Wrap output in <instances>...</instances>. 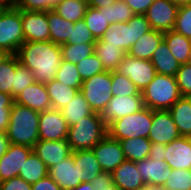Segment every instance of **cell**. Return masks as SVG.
Listing matches in <instances>:
<instances>
[{
  "label": "cell",
  "instance_id": "13",
  "mask_svg": "<svg viewBox=\"0 0 191 190\" xmlns=\"http://www.w3.org/2000/svg\"><path fill=\"white\" fill-rule=\"evenodd\" d=\"M144 107L142 96H112L105 108L100 112V117L108 126L111 122L136 113Z\"/></svg>",
  "mask_w": 191,
  "mask_h": 190
},
{
  "label": "cell",
  "instance_id": "10",
  "mask_svg": "<svg viewBox=\"0 0 191 190\" xmlns=\"http://www.w3.org/2000/svg\"><path fill=\"white\" fill-rule=\"evenodd\" d=\"M69 125L60 110L51 108L40 112L39 140H66Z\"/></svg>",
  "mask_w": 191,
  "mask_h": 190
},
{
  "label": "cell",
  "instance_id": "60",
  "mask_svg": "<svg viewBox=\"0 0 191 190\" xmlns=\"http://www.w3.org/2000/svg\"><path fill=\"white\" fill-rule=\"evenodd\" d=\"M143 190H165L163 186L159 185H152V184H145L142 188Z\"/></svg>",
  "mask_w": 191,
  "mask_h": 190
},
{
  "label": "cell",
  "instance_id": "54",
  "mask_svg": "<svg viewBox=\"0 0 191 190\" xmlns=\"http://www.w3.org/2000/svg\"><path fill=\"white\" fill-rule=\"evenodd\" d=\"M9 145L10 141L6 135V132H0V158L6 153Z\"/></svg>",
  "mask_w": 191,
  "mask_h": 190
},
{
  "label": "cell",
  "instance_id": "6",
  "mask_svg": "<svg viewBox=\"0 0 191 190\" xmlns=\"http://www.w3.org/2000/svg\"><path fill=\"white\" fill-rule=\"evenodd\" d=\"M152 125V110L144 107L140 111L121 117L107 126V135L112 139L148 138Z\"/></svg>",
  "mask_w": 191,
  "mask_h": 190
},
{
  "label": "cell",
  "instance_id": "47",
  "mask_svg": "<svg viewBox=\"0 0 191 190\" xmlns=\"http://www.w3.org/2000/svg\"><path fill=\"white\" fill-rule=\"evenodd\" d=\"M175 78L182 97H191V63L181 64Z\"/></svg>",
  "mask_w": 191,
  "mask_h": 190
},
{
  "label": "cell",
  "instance_id": "14",
  "mask_svg": "<svg viewBox=\"0 0 191 190\" xmlns=\"http://www.w3.org/2000/svg\"><path fill=\"white\" fill-rule=\"evenodd\" d=\"M181 137L168 110H152V125L148 139L152 143L168 144Z\"/></svg>",
  "mask_w": 191,
  "mask_h": 190
},
{
  "label": "cell",
  "instance_id": "34",
  "mask_svg": "<svg viewBox=\"0 0 191 190\" xmlns=\"http://www.w3.org/2000/svg\"><path fill=\"white\" fill-rule=\"evenodd\" d=\"M87 8L88 3L86 0H61L53 11L65 20L76 23L84 19Z\"/></svg>",
  "mask_w": 191,
  "mask_h": 190
},
{
  "label": "cell",
  "instance_id": "56",
  "mask_svg": "<svg viewBox=\"0 0 191 190\" xmlns=\"http://www.w3.org/2000/svg\"><path fill=\"white\" fill-rule=\"evenodd\" d=\"M14 99L11 95L0 92V106H12Z\"/></svg>",
  "mask_w": 191,
  "mask_h": 190
},
{
  "label": "cell",
  "instance_id": "19",
  "mask_svg": "<svg viewBox=\"0 0 191 190\" xmlns=\"http://www.w3.org/2000/svg\"><path fill=\"white\" fill-rule=\"evenodd\" d=\"M14 102L38 112L52 108L50 96L44 83L34 82L19 94Z\"/></svg>",
  "mask_w": 191,
  "mask_h": 190
},
{
  "label": "cell",
  "instance_id": "59",
  "mask_svg": "<svg viewBox=\"0 0 191 190\" xmlns=\"http://www.w3.org/2000/svg\"><path fill=\"white\" fill-rule=\"evenodd\" d=\"M178 8L190 5L191 0H171Z\"/></svg>",
  "mask_w": 191,
  "mask_h": 190
},
{
  "label": "cell",
  "instance_id": "30",
  "mask_svg": "<svg viewBox=\"0 0 191 190\" xmlns=\"http://www.w3.org/2000/svg\"><path fill=\"white\" fill-rule=\"evenodd\" d=\"M47 93L51 99L52 108L61 110L63 107L74 98L80 89H75L70 86L60 83L56 79L45 83Z\"/></svg>",
  "mask_w": 191,
  "mask_h": 190
},
{
  "label": "cell",
  "instance_id": "25",
  "mask_svg": "<svg viewBox=\"0 0 191 190\" xmlns=\"http://www.w3.org/2000/svg\"><path fill=\"white\" fill-rule=\"evenodd\" d=\"M150 61L153 64L156 73L158 74L170 75L175 77L177 71L180 68V64L172 55L171 51L168 48V45L164 40L154 51Z\"/></svg>",
  "mask_w": 191,
  "mask_h": 190
},
{
  "label": "cell",
  "instance_id": "8",
  "mask_svg": "<svg viewBox=\"0 0 191 190\" xmlns=\"http://www.w3.org/2000/svg\"><path fill=\"white\" fill-rule=\"evenodd\" d=\"M80 92L93 112L100 114L112 98L111 71H104L84 80Z\"/></svg>",
  "mask_w": 191,
  "mask_h": 190
},
{
  "label": "cell",
  "instance_id": "33",
  "mask_svg": "<svg viewBox=\"0 0 191 190\" xmlns=\"http://www.w3.org/2000/svg\"><path fill=\"white\" fill-rule=\"evenodd\" d=\"M47 175L48 168L46 164L32 151L24 162L18 176L27 183L33 184Z\"/></svg>",
  "mask_w": 191,
  "mask_h": 190
},
{
  "label": "cell",
  "instance_id": "12",
  "mask_svg": "<svg viewBox=\"0 0 191 190\" xmlns=\"http://www.w3.org/2000/svg\"><path fill=\"white\" fill-rule=\"evenodd\" d=\"M103 172L112 173L126 158L120 141L106 135L93 148Z\"/></svg>",
  "mask_w": 191,
  "mask_h": 190
},
{
  "label": "cell",
  "instance_id": "32",
  "mask_svg": "<svg viewBox=\"0 0 191 190\" xmlns=\"http://www.w3.org/2000/svg\"><path fill=\"white\" fill-rule=\"evenodd\" d=\"M126 160L133 162L148 158L152 142L148 138L136 137L120 141Z\"/></svg>",
  "mask_w": 191,
  "mask_h": 190
},
{
  "label": "cell",
  "instance_id": "57",
  "mask_svg": "<svg viewBox=\"0 0 191 190\" xmlns=\"http://www.w3.org/2000/svg\"><path fill=\"white\" fill-rule=\"evenodd\" d=\"M66 190H94V189L90 182H81L77 187L69 188Z\"/></svg>",
  "mask_w": 191,
  "mask_h": 190
},
{
  "label": "cell",
  "instance_id": "27",
  "mask_svg": "<svg viewBox=\"0 0 191 190\" xmlns=\"http://www.w3.org/2000/svg\"><path fill=\"white\" fill-rule=\"evenodd\" d=\"M164 41L180 65L190 62L191 39L171 30L164 32Z\"/></svg>",
  "mask_w": 191,
  "mask_h": 190
},
{
  "label": "cell",
  "instance_id": "29",
  "mask_svg": "<svg viewBox=\"0 0 191 190\" xmlns=\"http://www.w3.org/2000/svg\"><path fill=\"white\" fill-rule=\"evenodd\" d=\"M94 53L103 64L106 71H116L127 54L117 46L101 43L97 40L94 44Z\"/></svg>",
  "mask_w": 191,
  "mask_h": 190
},
{
  "label": "cell",
  "instance_id": "44",
  "mask_svg": "<svg viewBox=\"0 0 191 190\" xmlns=\"http://www.w3.org/2000/svg\"><path fill=\"white\" fill-rule=\"evenodd\" d=\"M35 82L34 75L27 67L18 63L14 74V99L29 85Z\"/></svg>",
  "mask_w": 191,
  "mask_h": 190
},
{
  "label": "cell",
  "instance_id": "15",
  "mask_svg": "<svg viewBox=\"0 0 191 190\" xmlns=\"http://www.w3.org/2000/svg\"><path fill=\"white\" fill-rule=\"evenodd\" d=\"M24 42L50 41L47 12L21 10Z\"/></svg>",
  "mask_w": 191,
  "mask_h": 190
},
{
  "label": "cell",
  "instance_id": "21",
  "mask_svg": "<svg viewBox=\"0 0 191 190\" xmlns=\"http://www.w3.org/2000/svg\"><path fill=\"white\" fill-rule=\"evenodd\" d=\"M136 165L145 184L163 186L172 171L165 160L156 161L146 158L136 161Z\"/></svg>",
  "mask_w": 191,
  "mask_h": 190
},
{
  "label": "cell",
  "instance_id": "11",
  "mask_svg": "<svg viewBox=\"0 0 191 190\" xmlns=\"http://www.w3.org/2000/svg\"><path fill=\"white\" fill-rule=\"evenodd\" d=\"M178 9L171 0H155L148 8L145 16L151 29L164 33L173 30Z\"/></svg>",
  "mask_w": 191,
  "mask_h": 190
},
{
  "label": "cell",
  "instance_id": "1",
  "mask_svg": "<svg viewBox=\"0 0 191 190\" xmlns=\"http://www.w3.org/2000/svg\"><path fill=\"white\" fill-rule=\"evenodd\" d=\"M16 55L19 63L32 71L35 81L44 84L55 79L63 60L60 45L52 41L24 42Z\"/></svg>",
  "mask_w": 191,
  "mask_h": 190
},
{
  "label": "cell",
  "instance_id": "28",
  "mask_svg": "<svg viewBox=\"0 0 191 190\" xmlns=\"http://www.w3.org/2000/svg\"><path fill=\"white\" fill-rule=\"evenodd\" d=\"M60 111L69 127L79 123V121L83 120V118L94 113L91 106L80 91L74 96L68 105L63 107Z\"/></svg>",
  "mask_w": 191,
  "mask_h": 190
},
{
  "label": "cell",
  "instance_id": "53",
  "mask_svg": "<svg viewBox=\"0 0 191 190\" xmlns=\"http://www.w3.org/2000/svg\"><path fill=\"white\" fill-rule=\"evenodd\" d=\"M11 106H0V132H5L10 121Z\"/></svg>",
  "mask_w": 191,
  "mask_h": 190
},
{
  "label": "cell",
  "instance_id": "61",
  "mask_svg": "<svg viewBox=\"0 0 191 190\" xmlns=\"http://www.w3.org/2000/svg\"><path fill=\"white\" fill-rule=\"evenodd\" d=\"M11 54L0 48V64L4 62Z\"/></svg>",
  "mask_w": 191,
  "mask_h": 190
},
{
  "label": "cell",
  "instance_id": "36",
  "mask_svg": "<svg viewBox=\"0 0 191 190\" xmlns=\"http://www.w3.org/2000/svg\"><path fill=\"white\" fill-rule=\"evenodd\" d=\"M19 59L16 54H11L0 64V92L9 94L14 99V74Z\"/></svg>",
  "mask_w": 191,
  "mask_h": 190
},
{
  "label": "cell",
  "instance_id": "40",
  "mask_svg": "<svg viewBox=\"0 0 191 190\" xmlns=\"http://www.w3.org/2000/svg\"><path fill=\"white\" fill-rule=\"evenodd\" d=\"M112 96H142L132 81L116 71H111Z\"/></svg>",
  "mask_w": 191,
  "mask_h": 190
},
{
  "label": "cell",
  "instance_id": "41",
  "mask_svg": "<svg viewBox=\"0 0 191 190\" xmlns=\"http://www.w3.org/2000/svg\"><path fill=\"white\" fill-rule=\"evenodd\" d=\"M163 188L165 190H191V170L172 169Z\"/></svg>",
  "mask_w": 191,
  "mask_h": 190
},
{
  "label": "cell",
  "instance_id": "55",
  "mask_svg": "<svg viewBox=\"0 0 191 190\" xmlns=\"http://www.w3.org/2000/svg\"><path fill=\"white\" fill-rule=\"evenodd\" d=\"M88 6L93 8H103L107 5H112L116 0H86Z\"/></svg>",
  "mask_w": 191,
  "mask_h": 190
},
{
  "label": "cell",
  "instance_id": "22",
  "mask_svg": "<svg viewBox=\"0 0 191 190\" xmlns=\"http://www.w3.org/2000/svg\"><path fill=\"white\" fill-rule=\"evenodd\" d=\"M112 180L121 190H140L144 187L136 162L125 160L112 173Z\"/></svg>",
  "mask_w": 191,
  "mask_h": 190
},
{
  "label": "cell",
  "instance_id": "46",
  "mask_svg": "<svg viewBox=\"0 0 191 190\" xmlns=\"http://www.w3.org/2000/svg\"><path fill=\"white\" fill-rule=\"evenodd\" d=\"M173 30L191 39V4L178 9Z\"/></svg>",
  "mask_w": 191,
  "mask_h": 190
},
{
  "label": "cell",
  "instance_id": "37",
  "mask_svg": "<svg viewBox=\"0 0 191 190\" xmlns=\"http://www.w3.org/2000/svg\"><path fill=\"white\" fill-rule=\"evenodd\" d=\"M55 79L64 85L81 89L83 80L80 77L76 64L62 60L56 72Z\"/></svg>",
  "mask_w": 191,
  "mask_h": 190
},
{
  "label": "cell",
  "instance_id": "35",
  "mask_svg": "<svg viewBox=\"0 0 191 190\" xmlns=\"http://www.w3.org/2000/svg\"><path fill=\"white\" fill-rule=\"evenodd\" d=\"M83 20L96 40L101 39L110 26L105 17V10L103 8L97 9L88 6Z\"/></svg>",
  "mask_w": 191,
  "mask_h": 190
},
{
  "label": "cell",
  "instance_id": "43",
  "mask_svg": "<svg viewBox=\"0 0 191 190\" xmlns=\"http://www.w3.org/2000/svg\"><path fill=\"white\" fill-rule=\"evenodd\" d=\"M70 37L65 44H95L97 41L86 26L84 20L77 21L71 26Z\"/></svg>",
  "mask_w": 191,
  "mask_h": 190
},
{
  "label": "cell",
  "instance_id": "9",
  "mask_svg": "<svg viewBox=\"0 0 191 190\" xmlns=\"http://www.w3.org/2000/svg\"><path fill=\"white\" fill-rule=\"evenodd\" d=\"M116 72L128 77L140 92H143L156 75L150 60L138 59L129 54L125 55Z\"/></svg>",
  "mask_w": 191,
  "mask_h": 190
},
{
  "label": "cell",
  "instance_id": "18",
  "mask_svg": "<svg viewBox=\"0 0 191 190\" xmlns=\"http://www.w3.org/2000/svg\"><path fill=\"white\" fill-rule=\"evenodd\" d=\"M33 152L46 164L48 169L72 154L66 140H39L34 145Z\"/></svg>",
  "mask_w": 191,
  "mask_h": 190
},
{
  "label": "cell",
  "instance_id": "2",
  "mask_svg": "<svg viewBox=\"0 0 191 190\" xmlns=\"http://www.w3.org/2000/svg\"><path fill=\"white\" fill-rule=\"evenodd\" d=\"M39 118L40 112L14 102L5 131L10 144L33 148L39 141Z\"/></svg>",
  "mask_w": 191,
  "mask_h": 190
},
{
  "label": "cell",
  "instance_id": "45",
  "mask_svg": "<svg viewBox=\"0 0 191 190\" xmlns=\"http://www.w3.org/2000/svg\"><path fill=\"white\" fill-rule=\"evenodd\" d=\"M60 2L61 0H16L14 7L26 11L47 12Z\"/></svg>",
  "mask_w": 191,
  "mask_h": 190
},
{
  "label": "cell",
  "instance_id": "39",
  "mask_svg": "<svg viewBox=\"0 0 191 190\" xmlns=\"http://www.w3.org/2000/svg\"><path fill=\"white\" fill-rule=\"evenodd\" d=\"M103 9L105 10V17L109 25L128 22L135 15L123 0H116L112 5H107Z\"/></svg>",
  "mask_w": 191,
  "mask_h": 190
},
{
  "label": "cell",
  "instance_id": "50",
  "mask_svg": "<svg viewBox=\"0 0 191 190\" xmlns=\"http://www.w3.org/2000/svg\"><path fill=\"white\" fill-rule=\"evenodd\" d=\"M135 15H145L155 0H123Z\"/></svg>",
  "mask_w": 191,
  "mask_h": 190
},
{
  "label": "cell",
  "instance_id": "20",
  "mask_svg": "<svg viewBox=\"0 0 191 190\" xmlns=\"http://www.w3.org/2000/svg\"><path fill=\"white\" fill-rule=\"evenodd\" d=\"M48 175L62 190L77 187L81 181L79 179L78 165H74L73 152L69 157L49 168Z\"/></svg>",
  "mask_w": 191,
  "mask_h": 190
},
{
  "label": "cell",
  "instance_id": "48",
  "mask_svg": "<svg viewBox=\"0 0 191 190\" xmlns=\"http://www.w3.org/2000/svg\"><path fill=\"white\" fill-rule=\"evenodd\" d=\"M90 183L94 190H121L113 183L112 174L108 172H101Z\"/></svg>",
  "mask_w": 191,
  "mask_h": 190
},
{
  "label": "cell",
  "instance_id": "31",
  "mask_svg": "<svg viewBox=\"0 0 191 190\" xmlns=\"http://www.w3.org/2000/svg\"><path fill=\"white\" fill-rule=\"evenodd\" d=\"M47 21L50 29V41L60 46L65 44L70 37V26L73 22L65 20L53 10L47 11Z\"/></svg>",
  "mask_w": 191,
  "mask_h": 190
},
{
  "label": "cell",
  "instance_id": "58",
  "mask_svg": "<svg viewBox=\"0 0 191 190\" xmlns=\"http://www.w3.org/2000/svg\"><path fill=\"white\" fill-rule=\"evenodd\" d=\"M16 0H0V8H12L15 5Z\"/></svg>",
  "mask_w": 191,
  "mask_h": 190
},
{
  "label": "cell",
  "instance_id": "26",
  "mask_svg": "<svg viewBox=\"0 0 191 190\" xmlns=\"http://www.w3.org/2000/svg\"><path fill=\"white\" fill-rule=\"evenodd\" d=\"M183 137H191V97H181L168 110Z\"/></svg>",
  "mask_w": 191,
  "mask_h": 190
},
{
  "label": "cell",
  "instance_id": "52",
  "mask_svg": "<svg viewBox=\"0 0 191 190\" xmlns=\"http://www.w3.org/2000/svg\"><path fill=\"white\" fill-rule=\"evenodd\" d=\"M166 153V144L152 143L148 158L156 161L164 160V154Z\"/></svg>",
  "mask_w": 191,
  "mask_h": 190
},
{
  "label": "cell",
  "instance_id": "23",
  "mask_svg": "<svg viewBox=\"0 0 191 190\" xmlns=\"http://www.w3.org/2000/svg\"><path fill=\"white\" fill-rule=\"evenodd\" d=\"M163 40V32L151 29L133 44L127 54L138 59L150 60Z\"/></svg>",
  "mask_w": 191,
  "mask_h": 190
},
{
  "label": "cell",
  "instance_id": "5",
  "mask_svg": "<svg viewBox=\"0 0 191 190\" xmlns=\"http://www.w3.org/2000/svg\"><path fill=\"white\" fill-rule=\"evenodd\" d=\"M149 30L151 27L146 16L134 15L128 22L111 24L99 41L117 46L128 53L133 44Z\"/></svg>",
  "mask_w": 191,
  "mask_h": 190
},
{
  "label": "cell",
  "instance_id": "3",
  "mask_svg": "<svg viewBox=\"0 0 191 190\" xmlns=\"http://www.w3.org/2000/svg\"><path fill=\"white\" fill-rule=\"evenodd\" d=\"M141 93L145 107L161 111L169 110L182 97L176 78L158 73Z\"/></svg>",
  "mask_w": 191,
  "mask_h": 190
},
{
  "label": "cell",
  "instance_id": "49",
  "mask_svg": "<svg viewBox=\"0 0 191 190\" xmlns=\"http://www.w3.org/2000/svg\"><path fill=\"white\" fill-rule=\"evenodd\" d=\"M0 190H32V184L20 176L0 182Z\"/></svg>",
  "mask_w": 191,
  "mask_h": 190
},
{
  "label": "cell",
  "instance_id": "17",
  "mask_svg": "<svg viewBox=\"0 0 191 190\" xmlns=\"http://www.w3.org/2000/svg\"><path fill=\"white\" fill-rule=\"evenodd\" d=\"M164 160L171 169L191 170V137H179L166 144Z\"/></svg>",
  "mask_w": 191,
  "mask_h": 190
},
{
  "label": "cell",
  "instance_id": "24",
  "mask_svg": "<svg viewBox=\"0 0 191 190\" xmlns=\"http://www.w3.org/2000/svg\"><path fill=\"white\" fill-rule=\"evenodd\" d=\"M74 165H78L81 182H91L102 171L100 163L92 150H78L73 152Z\"/></svg>",
  "mask_w": 191,
  "mask_h": 190
},
{
  "label": "cell",
  "instance_id": "7",
  "mask_svg": "<svg viewBox=\"0 0 191 190\" xmlns=\"http://www.w3.org/2000/svg\"><path fill=\"white\" fill-rule=\"evenodd\" d=\"M24 43L21 10L12 7L0 11V48L16 54Z\"/></svg>",
  "mask_w": 191,
  "mask_h": 190
},
{
  "label": "cell",
  "instance_id": "51",
  "mask_svg": "<svg viewBox=\"0 0 191 190\" xmlns=\"http://www.w3.org/2000/svg\"><path fill=\"white\" fill-rule=\"evenodd\" d=\"M32 190H62L56 182L47 175L38 182L32 184Z\"/></svg>",
  "mask_w": 191,
  "mask_h": 190
},
{
  "label": "cell",
  "instance_id": "16",
  "mask_svg": "<svg viewBox=\"0 0 191 190\" xmlns=\"http://www.w3.org/2000/svg\"><path fill=\"white\" fill-rule=\"evenodd\" d=\"M32 151L33 148L29 146L10 144L6 153L0 158V182L18 176Z\"/></svg>",
  "mask_w": 191,
  "mask_h": 190
},
{
  "label": "cell",
  "instance_id": "42",
  "mask_svg": "<svg viewBox=\"0 0 191 190\" xmlns=\"http://www.w3.org/2000/svg\"><path fill=\"white\" fill-rule=\"evenodd\" d=\"M76 67L83 81L106 71L95 53L86 57L85 59H82L76 64Z\"/></svg>",
  "mask_w": 191,
  "mask_h": 190
},
{
  "label": "cell",
  "instance_id": "4",
  "mask_svg": "<svg viewBox=\"0 0 191 190\" xmlns=\"http://www.w3.org/2000/svg\"><path fill=\"white\" fill-rule=\"evenodd\" d=\"M107 135V126L99 113H92L79 123L69 127L67 143L72 152L92 150Z\"/></svg>",
  "mask_w": 191,
  "mask_h": 190
},
{
  "label": "cell",
  "instance_id": "38",
  "mask_svg": "<svg viewBox=\"0 0 191 190\" xmlns=\"http://www.w3.org/2000/svg\"><path fill=\"white\" fill-rule=\"evenodd\" d=\"M62 59L77 64L82 59L94 53V44H62L60 46Z\"/></svg>",
  "mask_w": 191,
  "mask_h": 190
}]
</instances>
